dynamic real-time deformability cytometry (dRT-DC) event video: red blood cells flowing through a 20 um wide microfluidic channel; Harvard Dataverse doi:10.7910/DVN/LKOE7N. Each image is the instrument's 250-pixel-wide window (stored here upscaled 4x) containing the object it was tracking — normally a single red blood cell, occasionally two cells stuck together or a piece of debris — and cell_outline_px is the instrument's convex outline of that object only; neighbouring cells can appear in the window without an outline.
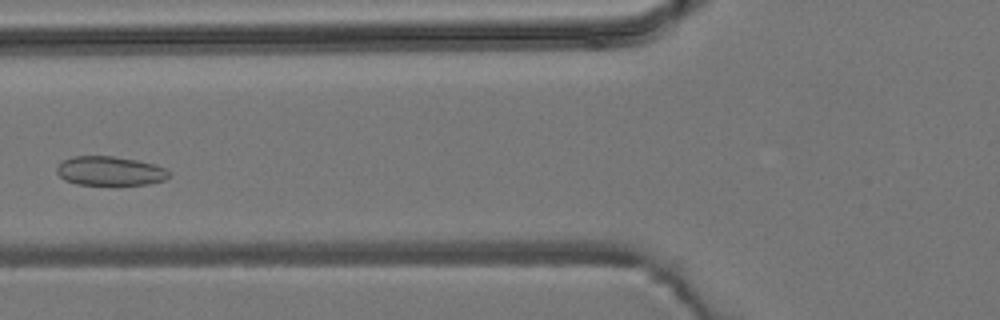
{"species": "common noctule bat (a hibernating species)", "species_latin": "Nyctalus noctula", "temperature_condition": "room temperature", "stored_images_in_passage": 6, "camera_frame_rate_fps": 3000, "um_per_image_px": 0.085, "animal": {"sex": "male", "body_mass_g": 19.2, "forearm_length_mm": 51.8}, "frame": {"image": 1, "passage_image": 4, "time_ms": 3.667, "image_size_px": [1000, 320], "cell_outline_px": [[168, 176], [164, 180], [148, 184], [76, 184], [64, 180], [56, 172], [56, 168], [64, 160], [72, 156], [112, 156], [136, 160], [152, 164], [164, 168], [168, 172]], "centroid_in_image_um": [9.3, 14.53], "position_along_channel_um": 116.5, "area_um2": 18.73}}
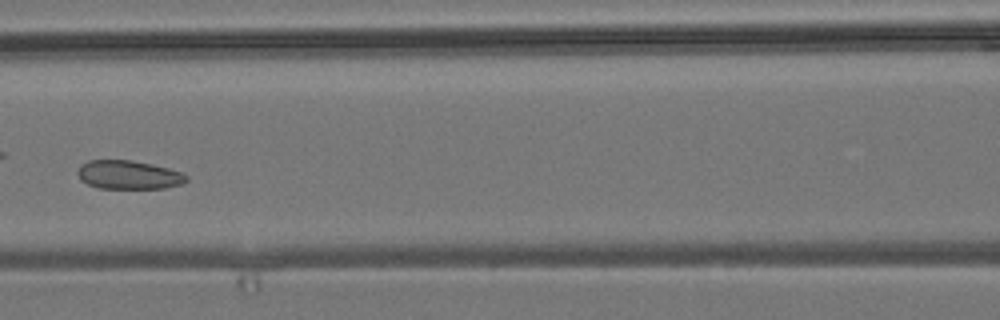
{"frame": {"image": 2, "passage_image": 5, "time_ms": 4.667, "image_size_px": [1000, 320], "cell_outline_px": [[188, 180], [184, 184], [164, 188], [100, 188], [88, 184], [80, 180], [76, 172], [80, 164], [88, 160], [132, 160], [152, 164], [168, 168], [180, 172], [188, 176]], "centroid_in_image_um": [10.92, 14.86], "position_along_channel_um": 155.7, "area_um2": 18.32}}
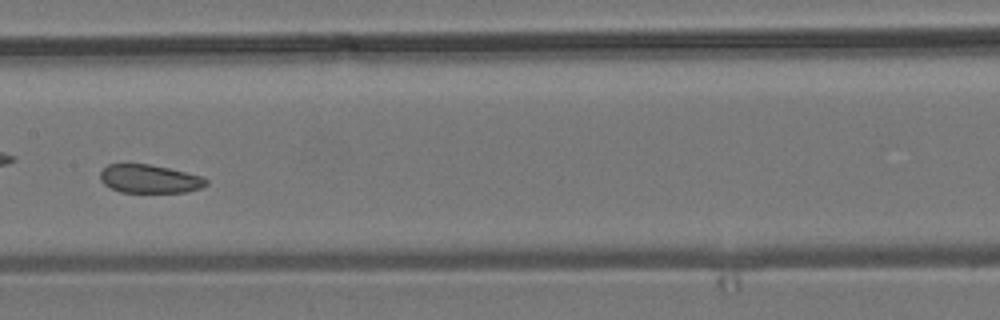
{"frame": {"image": 3, "passage_image": 6, "time_ms": 5.667, "image_size_px": [1000, 320], "cell_outline_px": [[208, 184], [200, 188], [184, 192], [120, 192], [104, 184], [100, 180], [100, 172], [108, 164], [148, 164], [168, 168], [200, 176], [208, 180]], "centroid_in_image_um": [12.69, 15.2], "position_along_channel_um": 194.7, "area_um2": 17.34}}